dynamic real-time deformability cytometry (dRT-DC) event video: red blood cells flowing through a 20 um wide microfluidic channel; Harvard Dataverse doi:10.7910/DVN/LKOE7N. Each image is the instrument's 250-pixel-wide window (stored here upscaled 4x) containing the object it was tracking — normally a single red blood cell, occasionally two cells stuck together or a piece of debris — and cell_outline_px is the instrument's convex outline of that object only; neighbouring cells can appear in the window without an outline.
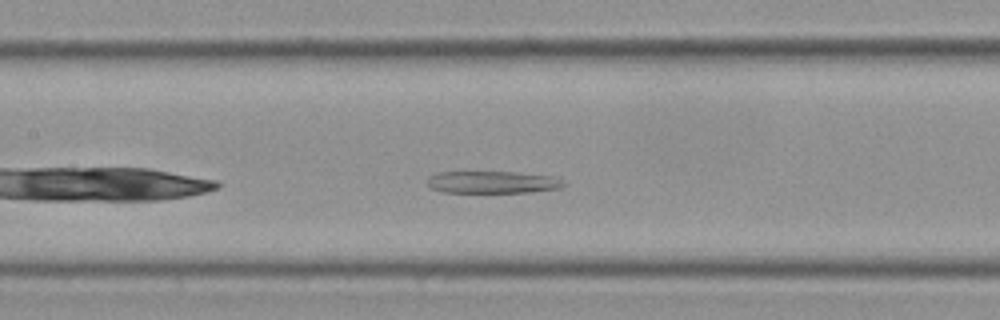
{"species": "Egyptian fruit bat (a non-hibernating species)", "species_latin": "Rousettus aegyptiacus", "temperature_condition": "cold", "stored_images_in_passage": 29, "camera_frame_rate_fps": 3000, "um_per_image_px": 0.085, "frame": {"image": 1, "passage_image": 11, "time_ms": 3.333, "image_size_px": [1000, 320], "cell_outline_px": [[564, 184], [560, 188], [532, 192], [444, 192], [432, 188], [428, 184], [428, 176], [436, 172], [516, 172], [548, 176]], "centroid_in_image_um": [41.77, 15.48], "position_along_channel_um": 165.6, "area_um2": 17.22}}
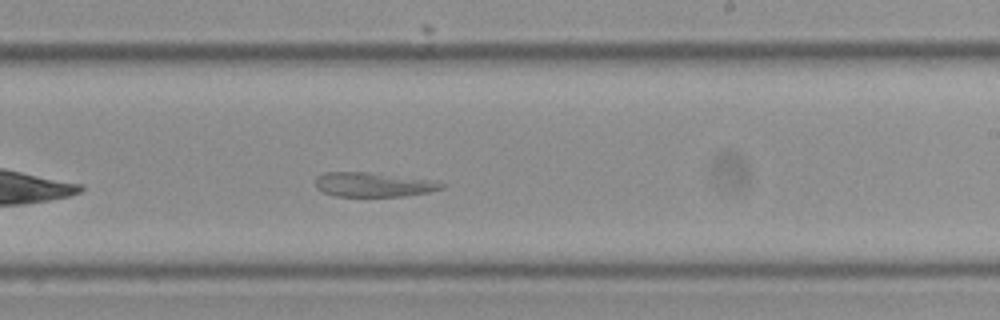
{"frame": {"image": 2, "passage_image": 19, "time_ms": 6.0, "image_size_px": [1000, 320], "cell_outline_px": [[444, 188], [428, 192], [404, 196], [332, 196], [316, 188], [316, 176], [324, 172], [368, 172], [428, 180], [444, 184]], "centroid_in_image_um": [31.66, 15.69], "position_along_channel_um": 257.3, "area_um2": 17.69}}
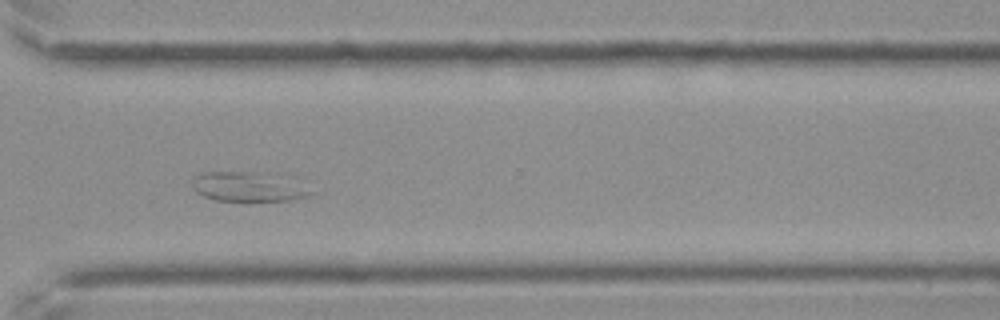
{"frame": {"image": 3, "passage_image": 27, "time_ms": 8.667, "image_size_px": [1000, 320], "cell_outline_px": [[316, 192], [308, 196], [288, 200], [248, 204], [212, 200], [196, 192], [192, 188], [192, 184], [196, 176], [200, 172], [248, 172]], "centroid_in_image_um": [20.84, 15.99], "position_along_channel_um": 349.8, "area_um2": 19.59}, "authors_computed_cell_mechanics": {"area_um2": 19.1318, "velocity_mm_per_s": 3.4499, "shape_relaxation_time_tau1_ms": null, "shape_relaxation_time_tau2_ms": 4.9516, "deformation_change_tau1": null, "deformation_change_tau2": 0.1016}}